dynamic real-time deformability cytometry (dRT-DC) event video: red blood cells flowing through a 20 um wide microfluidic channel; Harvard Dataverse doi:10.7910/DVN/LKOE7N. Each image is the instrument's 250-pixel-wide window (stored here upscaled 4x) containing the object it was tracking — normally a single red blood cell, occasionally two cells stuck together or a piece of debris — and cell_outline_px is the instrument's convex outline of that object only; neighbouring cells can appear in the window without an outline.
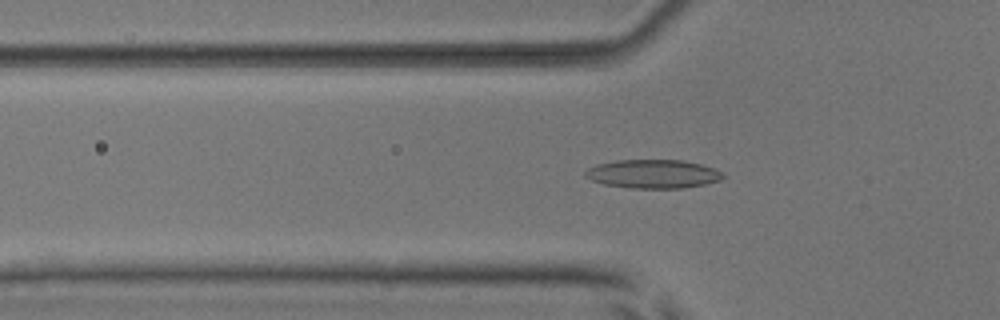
{"species": "common noctule bat (a hibernating species)", "species_latin": "Nyctalus noctula", "temperature_condition": "room temperature", "stored_images_in_passage": 52, "camera_frame_rate_fps": 3000, "um_per_image_px": 0.085, "animal": {"sex": "male", "body_mass_g": 17.9, "forearm_length_mm": 54.2}, "frame": {"image": 1, "passage_image": 17, "time_ms": 5.333, "image_size_px": [1000, 320], "cell_outline_px": [[724, 176], [720, 180], [704, 184], [684, 188], [632, 188], [604, 184], [592, 180], [584, 176], [584, 172], [588, 168], [596, 164], [616, 160], [684, 160], [700, 164], [712, 168], [720, 172]], "centroid_in_image_um": [55.47, 14.78], "position_along_channel_um": 70.3, "area_um2": 22.89}}
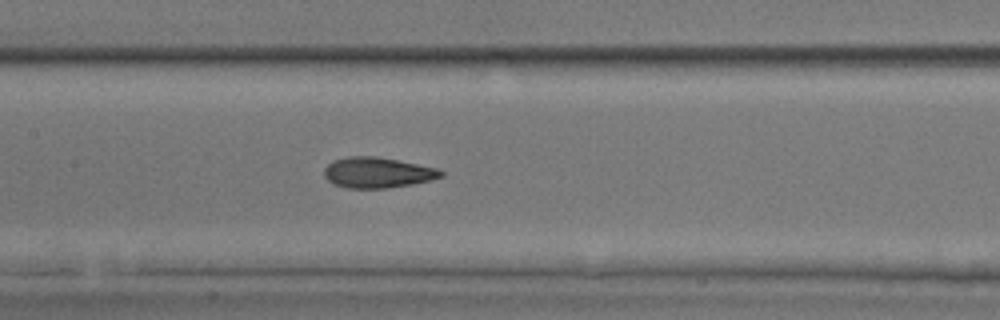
{"frame": {"image": 2, "passage_image": 25, "time_ms": 8.0, "image_size_px": [1000, 320], "cell_outline_px": [[444, 176], [432, 180], [412, 184], [388, 188], [348, 188], [332, 184], [324, 176], [324, 168], [332, 160], [348, 156], [376, 156], [436, 168], [444, 172]], "centroid_in_image_um": [32.06, 14.67], "position_along_channel_um": 175.3, "area_um2": 20.87}}
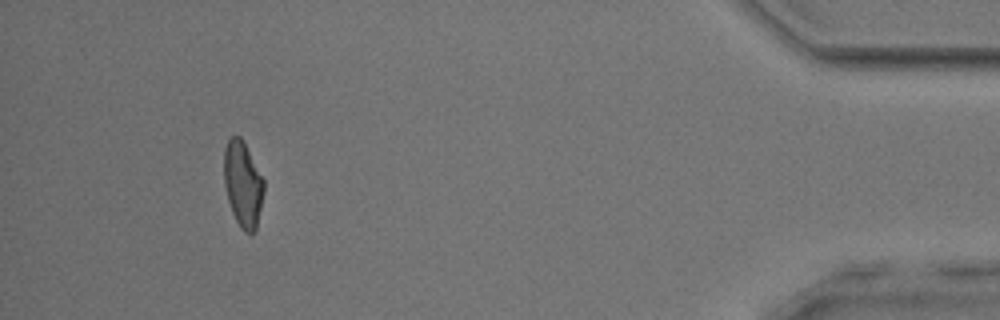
{"frame": {"image": 3, "passage_image": 48, "time_ms": 15.667, "image_size_px": [1000, 320], "cell_outline_px": [[264, 192], [256, 228], [252, 232], [244, 232], [240, 228], [232, 212], [228, 200], [224, 184], [224, 148], [228, 140], [232, 136], [240, 136], [264, 180]], "centroid_in_image_um": [20.63, 15.66], "position_along_channel_um": 414.6, "area_um2": 19.65}, "authors_computed_cell_mechanics": {"area_um2": 20.6635, "velocity_mm_per_s": 3.944, "shape_relaxation_time_tau1_ms": 7.4082, "shape_relaxation_time_tau2_ms": 1.6306, "deformation_change_tau1": 0.2023, "deformation_change_tau2": 0.0839}}